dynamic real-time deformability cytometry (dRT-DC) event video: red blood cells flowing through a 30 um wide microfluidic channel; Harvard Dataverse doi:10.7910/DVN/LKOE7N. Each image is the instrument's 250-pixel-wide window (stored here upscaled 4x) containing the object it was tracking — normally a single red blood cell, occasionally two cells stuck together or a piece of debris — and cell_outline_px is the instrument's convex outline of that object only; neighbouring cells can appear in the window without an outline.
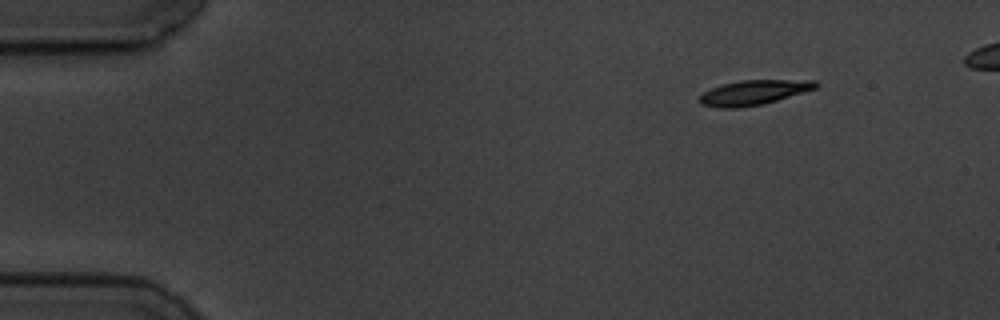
{"species": "common noctule bat (a hibernating species)", "species_latin": "Nyctalus noctula", "temperature_condition": "cold", "stored_images_in_passage": 4, "camera_frame_rate_fps": 3000, "um_per_image_px": 0.085, "animal": {"sex": "male", "body_mass_g": 19.5, "forearm_length_mm": 54.6}, "frame": {"image": 1, "passage_image": 1, "time_ms": 0.0, "image_size_px": [1000, 320], "cell_outline_px": [[820, 84], [816, 88], [804, 92], [776, 100], [760, 104], [736, 108], [720, 108], [700, 104], [696, 100], [704, 92], [720, 84], [740, 80], [816, 80]], "centroid_in_image_um": [64.03, 7.85], "position_along_channel_um": 21.0, "area_um2": 16.76}}